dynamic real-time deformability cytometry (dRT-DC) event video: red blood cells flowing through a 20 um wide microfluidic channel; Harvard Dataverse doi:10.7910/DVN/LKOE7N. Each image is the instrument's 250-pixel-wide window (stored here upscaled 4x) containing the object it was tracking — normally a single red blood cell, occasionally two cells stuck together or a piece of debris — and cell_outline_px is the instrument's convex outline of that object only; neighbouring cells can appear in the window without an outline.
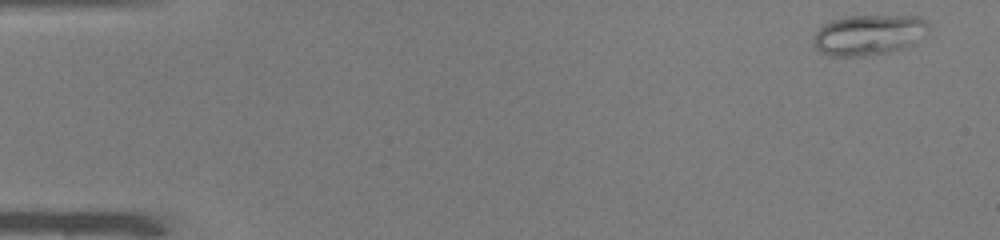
{"species": "common noctule bat (a hibernating species)", "species_latin": "Nyctalus noctula", "temperature_condition": "warm", "stored_images_in_passage": 48, "camera_frame_rate_fps": 3000, "um_per_image_px": 0.085, "animal": {"sex": "male", "body_mass_g": 19.0, "forearm_length_mm": 50.8}, "frame": {"image": 1, "passage_image": 1, "time_ms": 0.0, "image_size_px": [1000, 240], "cell_outline_px": [[928, 28], [912, 44], [904, 48], [888, 52], [864, 56], [828, 56], [820, 52], [812, 44], [812, 36], [824, 24], [832, 20], [848, 16], [920, 16], [928, 24]], "centroid_in_image_um": [73.77, 2.97], "position_along_channel_um": 11.2, "area_um2": 26.99}}
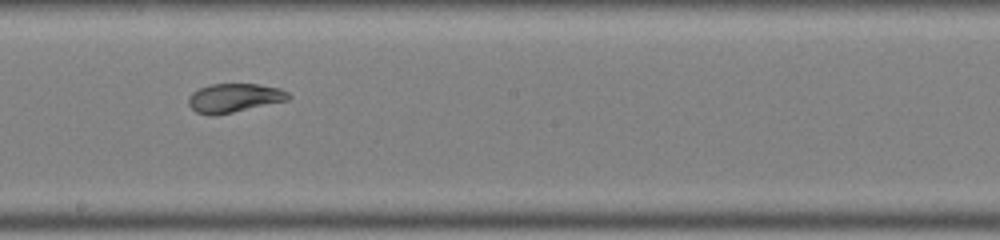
{"frame": {"image": 2, "passage_image": 27, "time_ms": 8.667, "image_size_px": [1000, 240], "cell_outline_px": [[292, 96], [288, 100], [216, 116], [212, 116], [196, 112], [188, 104], [188, 96], [192, 92], [200, 88], [212, 84], [256, 84], [280, 88], [288, 92]], "centroid_in_image_um": [19.9, 8.33], "position_along_channel_um": 228.3, "area_um2": 16.88}}
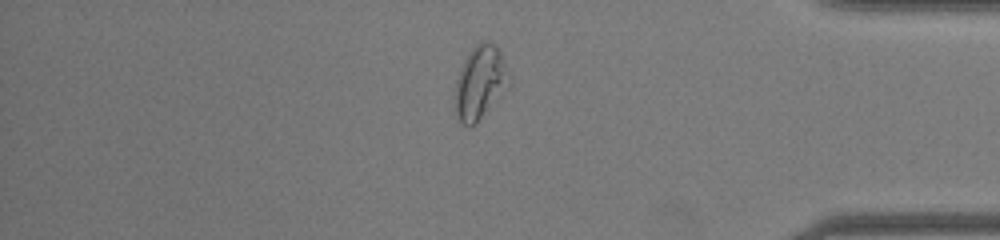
{"frame": {"image": 3, "passage_image": 41, "time_ms": 13.333, "image_size_px": [1000, 240], "cell_outline_px": [[512, 84], [476, 124], [460, 124], [456, 116], [456, 80], [460, 68], [468, 52], [480, 40], [488, 40], [496, 44], [512, 76]], "centroid_in_image_um": [40.86, 6.97], "position_along_channel_um": 394.3, "area_um2": 23.58}, "authors_computed_cell_mechanics": {"area_um2": 20.4323, "velocity_mm_per_s": 4.0704, "shape_relaxation_time_tau1_ms": null, "shape_relaxation_time_tau2_ms": 1.0587, "deformation_change_tau1": null, "deformation_change_tau2": 0.0446}}